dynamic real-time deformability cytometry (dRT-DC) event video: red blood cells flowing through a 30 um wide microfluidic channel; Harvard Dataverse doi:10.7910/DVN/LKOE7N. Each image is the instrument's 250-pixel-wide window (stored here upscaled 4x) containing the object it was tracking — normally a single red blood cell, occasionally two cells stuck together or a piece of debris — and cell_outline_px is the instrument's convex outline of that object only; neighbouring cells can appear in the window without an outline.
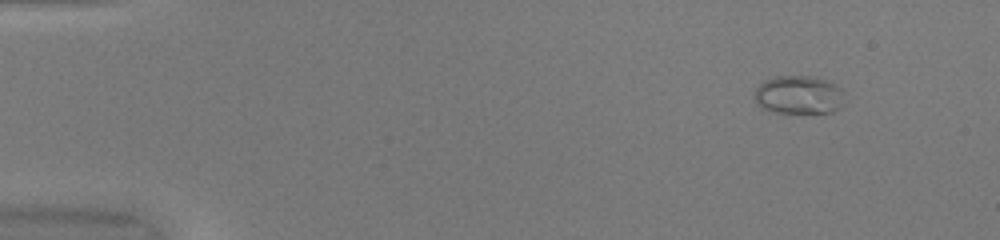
{"species": "common noctule bat (a hibernating species)", "species_latin": "Nyctalus noctula", "temperature_condition": "warm", "stored_images_in_passage": 47, "camera_frame_rate_fps": 3000, "um_per_image_px": 0.085, "animal": {"sex": "female", "body_mass_g": 20.0, "forearm_length_mm": 54.0}, "frame": {"image": 1, "passage_image": 1, "time_ms": 0.0, "image_size_px": [1000, 240], "cell_outline_px": [[844, 104], [840, 108], [832, 112], [772, 112], [760, 108], [756, 104], [756, 88], [764, 80], [776, 76], [816, 76], [836, 84], [844, 92]], "centroid_in_image_um": [67.92, 8.06], "position_along_channel_um": 17.1, "area_um2": 20.35}}
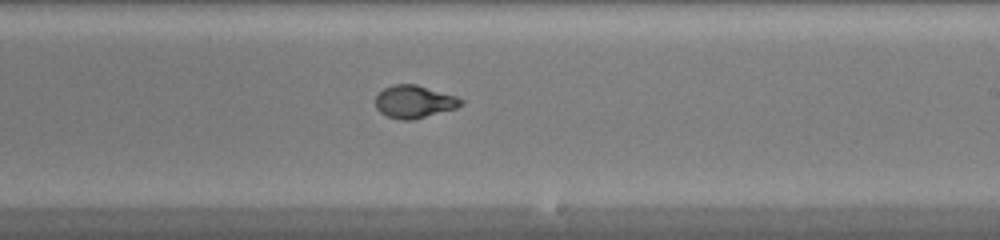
{"frame": {"image": 2, "passage_image": 27, "time_ms": 8.667, "image_size_px": [1000, 240], "cell_outline_px": [[464, 104], [456, 108], [412, 120], [400, 120], [388, 116], [380, 112], [376, 108], [376, 96], [384, 88], [392, 84], [416, 84], [456, 96], [464, 100]], "centroid_in_image_um": [35.21, 8.64], "position_along_channel_um": 253.8, "area_um2": 16.24}}
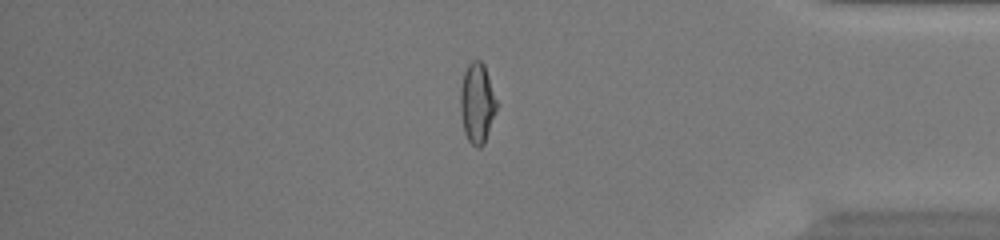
{"frame": {"image": 3, "passage_image": 39, "time_ms": 12.667, "image_size_px": [1000, 240], "cell_outline_px": [[496, 108], [484, 144], [480, 148], [476, 148], [468, 140], [464, 132], [460, 112], [460, 88], [464, 72], [468, 64], [472, 60], [480, 60], [484, 64], [496, 100]], "centroid_in_image_um": [40.52, 8.77], "position_along_channel_um": 394.7, "area_um2": 16.76}, "authors_computed_cell_mechanics": {"area_um2": 16.9932, "velocity_mm_per_s": 4.1143, "shape_relaxation_time_tau1_ms": 5.3368, "shape_relaxation_time_tau2_ms": 0.6811, "deformation_change_tau1": 0.2592, "deformation_change_tau2": 0.0506}}